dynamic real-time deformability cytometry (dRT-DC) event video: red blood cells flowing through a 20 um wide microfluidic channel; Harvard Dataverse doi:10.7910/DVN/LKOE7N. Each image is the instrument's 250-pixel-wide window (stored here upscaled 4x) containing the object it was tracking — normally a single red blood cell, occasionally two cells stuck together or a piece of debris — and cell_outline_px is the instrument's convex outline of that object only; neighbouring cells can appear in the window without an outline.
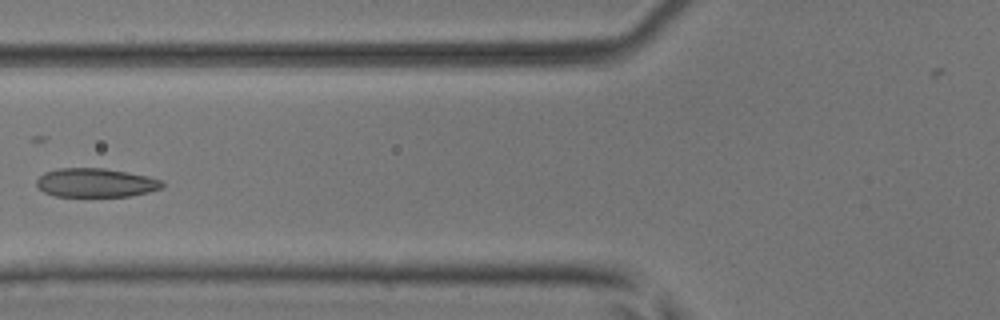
{"species": "common noctule bat (a hibernating species)", "species_latin": "Nyctalus noctula", "temperature_condition": "room temperature", "stored_images_in_passage": 7, "camera_frame_rate_fps": 3000, "um_per_image_px": 0.085, "animal": {"sex": "male", "body_mass_g": 17.9, "forearm_length_mm": 54.2}, "frame": {"image": 1, "passage_image": 5, "time_ms": 1.333, "image_size_px": [1000, 320], "cell_outline_px": [[164, 188], [132, 196], [56, 196], [44, 192], [36, 184], [36, 180], [44, 172], [56, 168], [104, 168], [148, 176], [160, 180], [164, 184]], "centroid_in_image_um": [8.14, 15.53], "position_along_channel_um": 117.7, "area_um2": 21.15}}
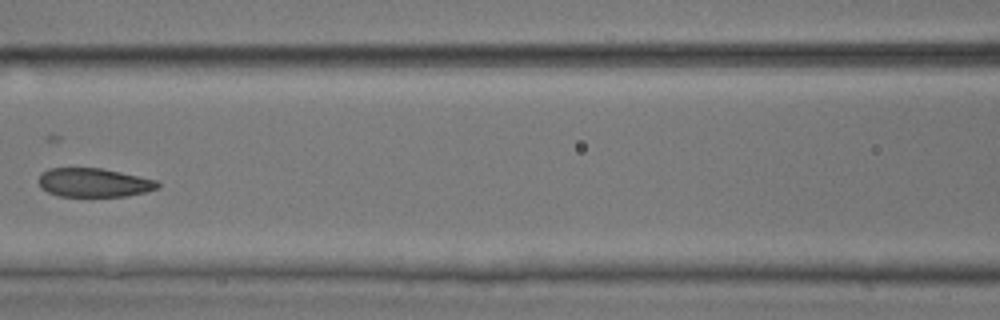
{"frame": {"image": 2, "passage_image": 6, "time_ms": 1.667, "image_size_px": [1000, 320], "cell_outline_px": [[160, 188], [144, 192], [124, 196], [60, 196], [48, 192], [40, 188], [40, 172], [48, 168], [100, 168], [120, 172], [156, 180], [160, 184]], "centroid_in_image_um": [7.96, 15.52], "position_along_channel_um": 158.6, "area_um2": 19.88}}